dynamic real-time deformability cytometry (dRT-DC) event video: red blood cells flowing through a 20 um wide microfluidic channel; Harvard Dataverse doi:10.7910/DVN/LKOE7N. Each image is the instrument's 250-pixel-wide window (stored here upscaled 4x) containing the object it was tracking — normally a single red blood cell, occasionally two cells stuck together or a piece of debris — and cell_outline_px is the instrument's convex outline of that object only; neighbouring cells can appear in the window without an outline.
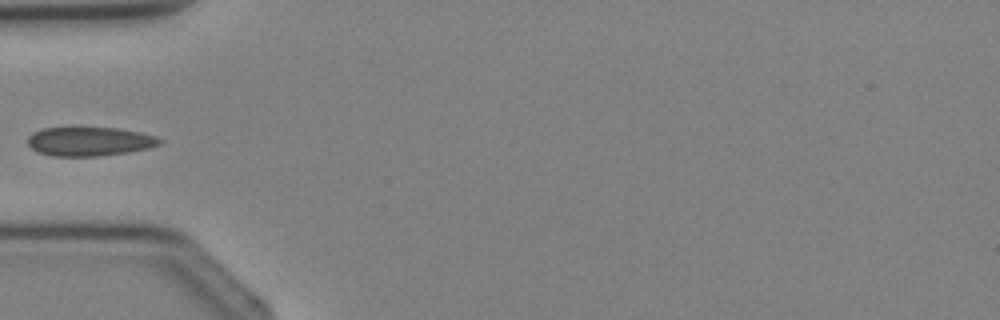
{"species": "Egyptian fruit bat (a non-hibernating species)", "species_latin": "Rousettus aegyptiacus", "temperature_condition": "cold", "stored_images_in_passage": 4, "camera_frame_rate_fps": 3000, "um_per_image_px": 0.085, "animal": {"sex": "female"}, "frame": {"image": 1, "passage_image": 4, "time_ms": 3.667, "image_size_px": [1000, 320], "cell_outline_px": [[164, 140], [160, 144], [148, 148], [128, 152], [96, 156], [52, 156], [40, 152], [32, 148], [28, 144], [28, 136], [32, 132], [40, 128], [76, 124], [120, 128], [140, 132], [156, 136]], "centroid_in_image_um": [7.57, 11.95], "position_along_channel_um": 77.4, "area_um2": 23.41}}